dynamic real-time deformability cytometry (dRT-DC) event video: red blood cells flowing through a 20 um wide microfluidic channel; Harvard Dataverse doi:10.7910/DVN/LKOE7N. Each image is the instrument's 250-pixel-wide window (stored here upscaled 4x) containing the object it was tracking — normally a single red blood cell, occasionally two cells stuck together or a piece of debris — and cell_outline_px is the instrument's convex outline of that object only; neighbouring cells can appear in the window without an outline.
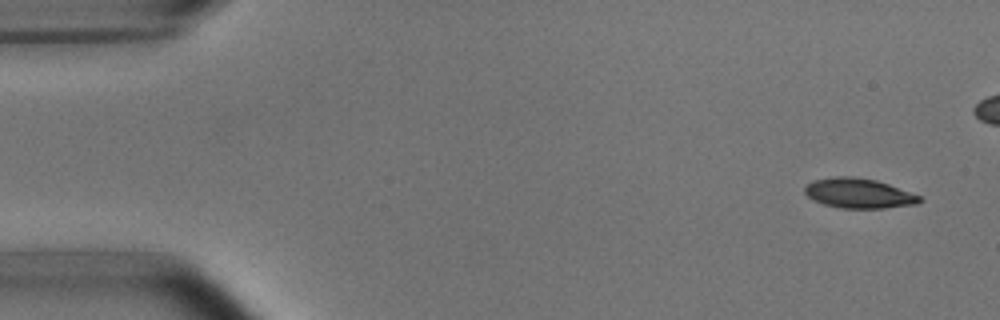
{"species": "common noctule bat (a hibernating species)", "species_latin": "Nyctalus noctula", "temperature_condition": "room temperature", "stored_images_in_passage": 3, "camera_frame_rate_fps": 3000, "um_per_image_px": 0.085, "animal": {"sex": "male", "body_mass_g": 15.6}, "frame": {"image": 1, "passage_image": 1, "time_ms": 0.0, "image_size_px": [1000, 320], "cell_outline_px": [[924, 200], [916, 204], [884, 208], [840, 208], [824, 204], [812, 200], [804, 192], [804, 188], [812, 180], [836, 176], [852, 176], [876, 180], [888, 184], [920, 196]], "centroid_in_image_um": [72.97, 16.43], "position_along_channel_um": 12.0, "area_um2": 19.94}}